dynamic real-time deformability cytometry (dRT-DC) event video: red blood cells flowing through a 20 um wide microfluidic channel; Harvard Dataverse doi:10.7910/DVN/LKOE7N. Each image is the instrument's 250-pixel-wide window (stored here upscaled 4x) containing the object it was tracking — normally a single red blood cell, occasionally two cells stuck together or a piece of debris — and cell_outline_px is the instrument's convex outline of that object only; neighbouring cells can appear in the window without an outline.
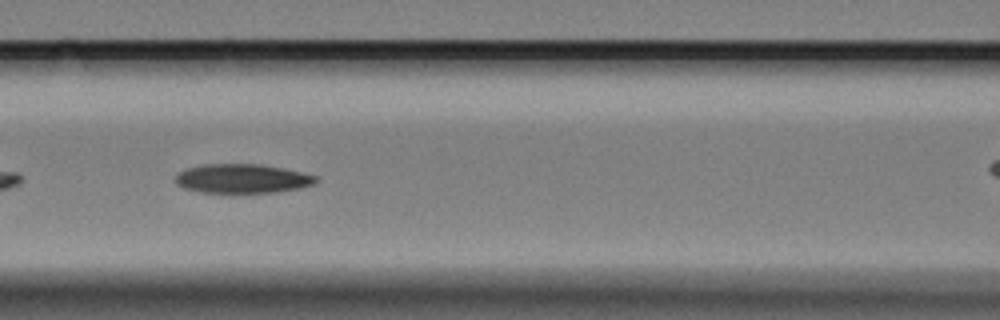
{"species": "Egyptian fruit bat (a non-hibernating species)", "species_latin": "Rousettus aegyptiacus", "temperature_condition": "cold", "stored_images_in_passage": 7, "segment_of_instrument_passage": [1, 2], "camera_frame_rate_fps": 3000, "um_per_image_px": 0.085, "animal": {"sex": "female"}, "frame": {"image": 1, "passage_image": 5, "time_ms": 4.667, "image_size_px": [1000, 320], "cell_outline_px": [[320, 180], [312, 184], [300, 188], [276, 192], [200, 192], [184, 188], [176, 184], [176, 176], [180, 172], [188, 168], [204, 164], [260, 164], [284, 168], [316, 176]], "centroid_in_image_um": [20.61, 15.17], "position_along_channel_um": 146.0, "area_um2": 23.64}}
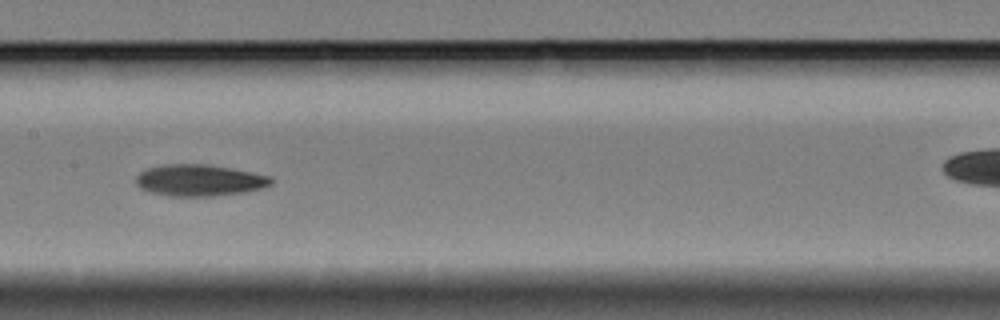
{"frame": {"image": 2, "passage_image": 6, "time_ms": 6.0, "image_size_px": [1000, 320], "cell_outline_px": [[272, 184], [260, 188], [244, 192], [216, 196], [168, 196], [152, 192], [140, 188], [136, 184], [136, 176], [140, 172], [148, 168], [168, 164], [208, 164], [268, 176], [272, 180]], "centroid_in_image_um": [16.9, 15.33], "position_along_channel_um": 190.5, "area_um2": 24.51}}